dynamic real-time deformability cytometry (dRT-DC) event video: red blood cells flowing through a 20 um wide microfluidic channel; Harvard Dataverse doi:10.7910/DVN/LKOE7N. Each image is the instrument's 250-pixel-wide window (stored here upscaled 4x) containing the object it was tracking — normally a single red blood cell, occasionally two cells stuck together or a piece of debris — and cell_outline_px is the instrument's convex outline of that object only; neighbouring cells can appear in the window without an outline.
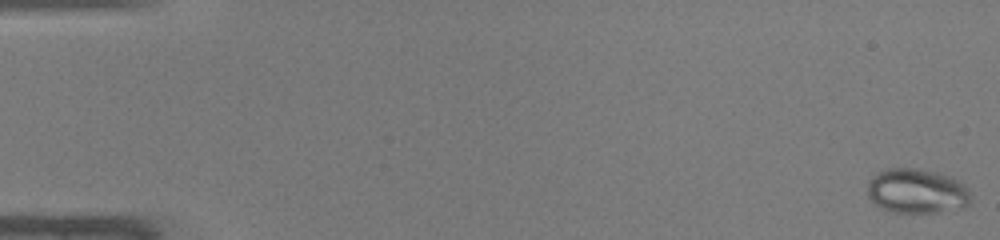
{"species": "common noctule bat (a hibernating species)", "species_latin": "Nyctalus noctula", "temperature_condition": "warm", "stored_images_in_passage": 48, "camera_frame_rate_fps": 3000, "um_per_image_px": 0.085, "animal": {"sex": "male", "body_mass_g": 19.0, "forearm_length_mm": 50.8}, "frame": {"image": 1, "passage_image": 1, "time_ms": 0.0, "image_size_px": [1000, 240], "cell_outline_px": [[972, 196], [968, 204], [964, 208], [940, 212], [892, 212], [876, 204], [868, 196], [868, 180], [876, 172], [888, 168], [920, 168], [936, 172], [948, 176], [956, 180], [968, 188]], "centroid_in_image_um": [77.94, 16.23], "position_along_channel_um": 7.1, "area_um2": 26.99}}
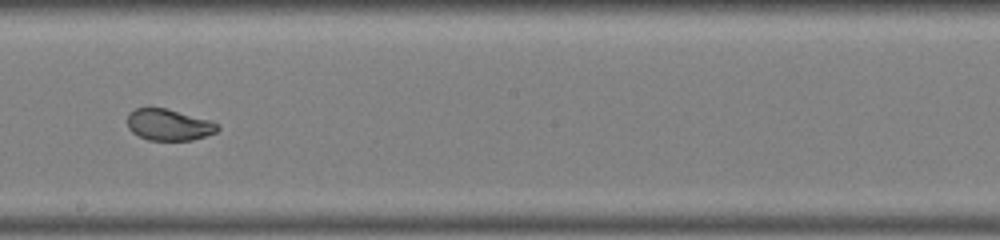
{"frame": {"image": 2, "passage_image": 28, "time_ms": 9.0, "image_size_px": [1000, 240], "cell_outline_px": [[220, 128], [216, 132], [192, 140], [148, 140], [132, 132], [128, 128], [128, 112], [136, 108], [164, 108], [212, 120], [220, 124]], "centroid_in_image_um": [14.37, 10.6], "position_along_channel_um": 233.8, "area_um2": 16.53}}
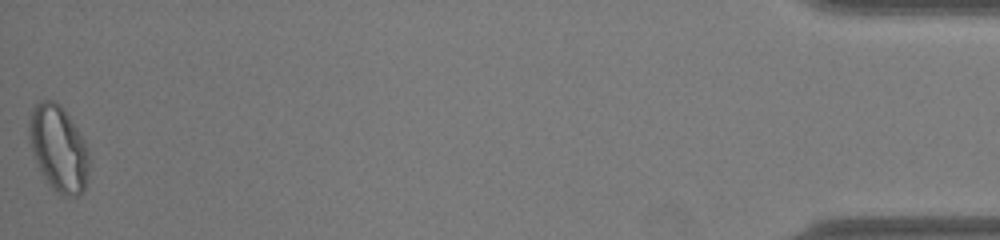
{"frame": {"image": 3, "passage_image": 48, "time_ms": 15.667, "image_size_px": [1000, 240], "cell_outline_px": [[88, 168], [84, 188], [76, 196], [64, 196], [56, 192], [48, 184], [36, 160], [28, 140], [28, 128], [32, 108], [40, 100], [52, 100], [60, 104], [64, 108], [84, 140], [88, 148]], "centroid_in_image_um": [4.95, 12.58], "position_along_channel_um": 430.2, "area_um2": 29.77}}